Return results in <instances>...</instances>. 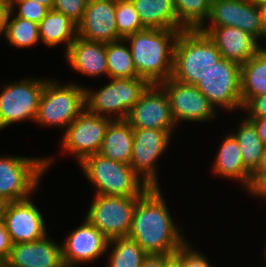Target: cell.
Wrapping results in <instances>:
<instances>
[{
  "instance_id": "42",
  "label": "cell",
  "mask_w": 266,
  "mask_h": 267,
  "mask_svg": "<svg viewBox=\"0 0 266 267\" xmlns=\"http://www.w3.org/2000/svg\"><path fill=\"white\" fill-rule=\"evenodd\" d=\"M257 8H258L259 15L261 18V23H262V26H263V29L266 35V1L257 4Z\"/></svg>"
},
{
  "instance_id": "5",
  "label": "cell",
  "mask_w": 266,
  "mask_h": 267,
  "mask_svg": "<svg viewBox=\"0 0 266 267\" xmlns=\"http://www.w3.org/2000/svg\"><path fill=\"white\" fill-rule=\"evenodd\" d=\"M109 79L100 90L85 87V108L111 120H125L150 83L141 77Z\"/></svg>"
},
{
  "instance_id": "28",
  "label": "cell",
  "mask_w": 266,
  "mask_h": 267,
  "mask_svg": "<svg viewBox=\"0 0 266 267\" xmlns=\"http://www.w3.org/2000/svg\"><path fill=\"white\" fill-rule=\"evenodd\" d=\"M111 247L113 249L108 253L107 267H141L148 255L134 239L128 236L110 240L107 249Z\"/></svg>"
},
{
  "instance_id": "10",
  "label": "cell",
  "mask_w": 266,
  "mask_h": 267,
  "mask_svg": "<svg viewBox=\"0 0 266 267\" xmlns=\"http://www.w3.org/2000/svg\"><path fill=\"white\" fill-rule=\"evenodd\" d=\"M241 65L221 58L196 84L199 91L216 107L227 111L243 109L241 100Z\"/></svg>"
},
{
  "instance_id": "8",
  "label": "cell",
  "mask_w": 266,
  "mask_h": 267,
  "mask_svg": "<svg viewBox=\"0 0 266 267\" xmlns=\"http://www.w3.org/2000/svg\"><path fill=\"white\" fill-rule=\"evenodd\" d=\"M46 79L23 78L3 84L0 92V131L15 122L35 121Z\"/></svg>"
},
{
  "instance_id": "6",
  "label": "cell",
  "mask_w": 266,
  "mask_h": 267,
  "mask_svg": "<svg viewBox=\"0 0 266 267\" xmlns=\"http://www.w3.org/2000/svg\"><path fill=\"white\" fill-rule=\"evenodd\" d=\"M58 82L47 79L34 122L66 129L85 109V87L75 82L63 85Z\"/></svg>"
},
{
  "instance_id": "37",
  "label": "cell",
  "mask_w": 266,
  "mask_h": 267,
  "mask_svg": "<svg viewBox=\"0 0 266 267\" xmlns=\"http://www.w3.org/2000/svg\"><path fill=\"white\" fill-rule=\"evenodd\" d=\"M12 241L3 221L0 222V267L8 260Z\"/></svg>"
},
{
  "instance_id": "11",
  "label": "cell",
  "mask_w": 266,
  "mask_h": 267,
  "mask_svg": "<svg viewBox=\"0 0 266 267\" xmlns=\"http://www.w3.org/2000/svg\"><path fill=\"white\" fill-rule=\"evenodd\" d=\"M110 118L89 112L86 108L65 129L63 152L72 154L80 164L86 157L100 152Z\"/></svg>"
},
{
  "instance_id": "15",
  "label": "cell",
  "mask_w": 266,
  "mask_h": 267,
  "mask_svg": "<svg viewBox=\"0 0 266 267\" xmlns=\"http://www.w3.org/2000/svg\"><path fill=\"white\" fill-rule=\"evenodd\" d=\"M207 21L210 24L201 27H236L246 31L258 42L266 40L257 5L249 0H211Z\"/></svg>"
},
{
  "instance_id": "30",
  "label": "cell",
  "mask_w": 266,
  "mask_h": 267,
  "mask_svg": "<svg viewBox=\"0 0 266 267\" xmlns=\"http://www.w3.org/2000/svg\"><path fill=\"white\" fill-rule=\"evenodd\" d=\"M12 14L13 11L11 10L4 34L6 41L18 48H30L37 44L40 41L39 24L19 18L16 15L12 18Z\"/></svg>"
},
{
  "instance_id": "13",
  "label": "cell",
  "mask_w": 266,
  "mask_h": 267,
  "mask_svg": "<svg viewBox=\"0 0 266 267\" xmlns=\"http://www.w3.org/2000/svg\"><path fill=\"white\" fill-rule=\"evenodd\" d=\"M160 85L168 95L171 114L176 125L182 121L207 122L216 118V109L196 85L182 83L172 77Z\"/></svg>"
},
{
  "instance_id": "29",
  "label": "cell",
  "mask_w": 266,
  "mask_h": 267,
  "mask_svg": "<svg viewBox=\"0 0 266 267\" xmlns=\"http://www.w3.org/2000/svg\"><path fill=\"white\" fill-rule=\"evenodd\" d=\"M125 39L106 43V57L109 78L139 77L133 63L129 45Z\"/></svg>"
},
{
  "instance_id": "39",
  "label": "cell",
  "mask_w": 266,
  "mask_h": 267,
  "mask_svg": "<svg viewBox=\"0 0 266 267\" xmlns=\"http://www.w3.org/2000/svg\"><path fill=\"white\" fill-rule=\"evenodd\" d=\"M11 12L10 0H0V36L5 34L7 20Z\"/></svg>"
},
{
  "instance_id": "40",
  "label": "cell",
  "mask_w": 266,
  "mask_h": 267,
  "mask_svg": "<svg viewBox=\"0 0 266 267\" xmlns=\"http://www.w3.org/2000/svg\"><path fill=\"white\" fill-rule=\"evenodd\" d=\"M171 255L148 254L141 267H164V263Z\"/></svg>"
},
{
  "instance_id": "46",
  "label": "cell",
  "mask_w": 266,
  "mask_h": 267,
  "mask_svg": "<svg viewBox=\"0 0 266 267\" xmlns=\"http://www.w3.org/2000/svg\"><path fill=\"white\" fill-rule=\"evenodd\" d=\"M38 1L41 5L46 6L49 10L53 9L54 0H35Z\"/></svg>"
},
{
  "instance_id": "47",
  "label": "cell",
  "mask_w": 266,
  "mask_h": 267,
  "mask_svg": "<svg viewBox=\"0 0 266 267\" xmlns=\"http://www.w3.org/2000/svg\"><path fill=\"white\" fill-rule=\"evenodd\" d=\"M249 1H251L252 3H254L255 5H257V4H259L261 2H264L266 0H249Z\"/></svg>"
},
{
  "instance_id": "7",
  "label": "cell",
  "mask_w": 266,
  "mask_h": 267,
  "mask_svg": "<svg viewBox=\"0 0 266 267\" xmlns=\"http://www.w3.org/2000/svg\"><path fill=\"white\" fill-rule=\"evenodd\" d=\"M54 161L52 157H0V197L7 202L31 198L41 176Z\"/></svg>"
},
{
  "instance_id": "14",
  "label": "cell",
  "mask_w": 266,
  "mask_h": 267,
  "mask_svg": "<svg viewBox=\"0 0 266 267\" xmlns=\"http://www.w3.org/2000/svg\"><path fill=\"white\" fill-rule=\"evenodd\" d=\"M133 128L175 131L170 101L160 84H150L138 102L130 109L126 119Z\"/></svg>"
},
{
  "instance_id": "3",
  "label": "cell",
  "mask_w": 266,
  "mask_h": 267,
  "mask_svg": "<svg viewBox=\"0 0 266 267\" xmlns=\"http://www.w3.org/2000/svg\"><path fill=\"white\" fill-rule=\"evenodd\" d=\"M221 58L216 44L204 32L184 29L175 44L172 78L196 85Z\"/></svg>"
},
{
  "instance_id": "20",
  "label": "cell",
  "mask_w": 266,
  "mask_h": 267,
  "mask_svg": "<svg viewBox=\"0 0 266 267\" xmlns=\"http://www.w3.org/2000/svg\"><path fill=\"white\" fill-rule=\"evenodd\" d=\"M199 30L216 44L222 58L240 65L262 48L253 36L236 27H200Z\"/></svg>"
},
{
  "instance_id": "43",
  "label": "cell",
  "mask_w": 266,
  "mask_h": 267,
  "mask_svg": "<svg viewBox=\"0 0 266 267\" xmlns=\"http://www.w3.org/2000/svg\"><path fill=\"white\" fill-rule=\"evenodd\" d=\"M252 175H266V147L258 169Z\"/></svg>"
},
{
  "instance_id": "22",
  "label": "cell",
  "mask_w": 266,
  "mask_h": 267,
  "mask_svg": "<svg viewBox=\"0 0 266 267\" xmlns=\"http://www.w3.org/2000/svg\"><path fill=\"white\" fill-rule=\"evenodd\" d=\"M212 167L213 173L241 182L244 188L250 184L252 173L244 166L239 144L232 134L224 137Z\"/></svg>"
},
{
  "instance_id": "41",
  "label": "cell",
  "mask_w": 266,
  "mask_h": 267,
  "mask_svg": "<svg viewBox=\"0 0 266 267\" xmlns=\"http://www.w3.org/2000/svg\"><path fill=\"white\" fill-rule=\"evenodd\" d=\"M255 127L257 134L266 145V118H247Z\"/></svg>"
},
{
  "instance_id": "17",
  "label": "cell",
  "mask_w": 266,
  "mask_h": 267,
  "mask_svg": "<svg viewBox=\"0 0 266 267\" xmlns=\"http://www.w3.org/2000/svg\"><path fill=\"white\" fill-rule=\"evenodd\" d=\"M8 202L3 223L13 244L33 242L47 234L42 213L32 200Z\"/></svg>"
},
{
  "instance_id": "38",
  "label": "cell",
  "mask_w": 266,
  "mask_h": 267,
  "mask_svg": "<svg viewBox=\"0 0 266 267\" xmlns=\"http://www.w3.org/2000/svg\"><path fill=\"white\" fill-rule=\"evenodd\" d=\"M246 190L257 198H266V175H252Z\"/></svg>"
},
{
  "instance_id": "21",
  "label": "cell",
  "mask_w": 266,
  "mask_h": 267,
  "mask_svg": "<svg viewBox=\"0 0 266 267\" xmlns=\"http://www.w3.org/2000/svg\"><path fill=\"white\" fill-rule=\"evenodd\" d=\"M69 66L89 77L108 76L106 43L86 40L77 36L64 55Z\"/></svg>"
},
{
  "instance_id": "16",
  "label": "cell",
  "mask_w": 266,
  "mask_h": 267,
  "mask_svg": "<svg viewBox=\"0 0 266 267\" xmlns=\"http://www.w3.org/2000/svg\"><path fill=\"white\" fill-rule=\"evenodd\" d=\"M67 235L62 244V259L65 267L90 263L107 253L109 240L86 219ZM107 251V252H106Z\"/></svg>"
},
{
  "instance_id": "31",
  "label": "cell",
  "mask_w": 266,
  "mask_h": 267,
  "mask_svg": "<svg viewBox=\"0 0 266 267\" xmlns=\"http://www.w3.org/2000/svg\"><path fill=\"white\" fill-rule=\"evenodd\" d=\"M178 22L185 29H199L207 21L211 0H174Z\"/></svg>"
},
{
  "instance_id": "24",
  "label": "cell",
  "mask_w": 266,
  "mask_h": 267,
  "mask_svg": "<svg viewBox=\"0 0 266 267\" xmlns=\"http://www.w3.org/2000/svg\"><path fill=\"white\" fill-rule=\"evenodd\" d=\"M134 128L126 120H111L99 154L116 162L130 164Z\"/></svg>"
},
{
  "instance_id": "9",
  "label": "cell",
  "mask_w": 266,
  "mask_h": 267,
  "mask_svg": "<svg viewBox=\"0 0 266 267\" xmlns=\"http://www.w3.org/2000/svg\"><path fill=\"white\" fill-rule=\"evenodd\" d=\"M86 220L110 241L128 236L137 200L125 197L94 194Z\"/></svg>"
},
{
  "instance_id": "34",
  "label": "cell",
  "mask_w": 266,
  "mask_h": 267,
  "mask_svg": "<svg viewBox=\"0 0 266 267\" xmlns=\"http://www.w3.org/2000/svg\"><path fill=\"white\" fill-rule=\"evenodd\" d=\"M192 244L186 241L176 252L175 256L183 267H213L210 261L200 251L193 250Z\"/></svg>"
},
{
  "instance_id": "25",
  "label": "cell",
  "mask_w": 266,
  "mask_h": 267,
  "mask_svg": "<svg viewBox=\"0 0 266 267\" xmlns=\"http://www.w3.org/2000/svg\"><path fill=\"white\" fill-rule=\"evenodd\" d=\"M39 36L42 43L49 48L65 43L66 53L78 36L77 24L64 14L51 9L39 23Z\"/></svg>"
},
{
  "instance_id": "23",
  "label": "cell",
  "mask_w": 266,
  "mask_h": 267,
  "mask_svg": "<svg viewBox=\"0 0 266 267\" xmlns=\"http://www.w3.org/2000/svg\"><path fill=\"white\" fill-rule=\"evenodd\" d=\"M131 2L145 28L185 29L177 20L174 0H131Z\"/></svg>"
},
{
  "instance_id": "36",
  "label": "cell",
  "mask_w": 266,
  "mask_h": 267,
  "mask_svg": "<svg viewBox=\"0 0 266 267\" xmlns=\"http://www.w3.org/2000/svg\"><path fill=\"white\" fill-rule=\"evenodd\" d=\"M246 118H266V94L253 97L244 107Z\"/></svg>"
},
{
  "instance_id": "44",
  "label": "cell",
  "mask_w": 266,
  "mask_h": 267,
  "mask_svg": "<svg viewBox=\"0 0 266 267\" xmlns=\"http://www.w3.org/2000/svg\"><path fill=\"white\" fill-rule=\"evenodd\" d=\"M164 267H183V266L181 261L175 255H171L164 263Z\"/></svg>"
},
{
  "instance_id": "4",
  "label": "cell",
  "mask_w": 266,
  "mask_h": 267,
  "mask_svg": "<svg viewBox=\"0 0 266 267\" xmlns=\"http://www.w3.org/2000/svg\"><path fill=\"white\" fill-rule=\"evenodd\" d=\"M79 165L98 195L141 197L150 188L129 164L99 153L86 157Z\"/></svg>"
},
{
  "instance_id": "19",
  "label": "cell",
  "mask_w": 266,
  "mask_h": 267,
  "mask_svg": "<svg viewBox=\"0 0 266 267\" xmlns=\"http://www.w3.org/2000/svg\"><path fill=\"white\" fill-rule=\"evenodd\" d=\"M50 239L46 234L33 242L13 244L2 267H65L62 244Z\"/></svg>"
},
{
  "instance_id": "45",
  "label": "cell",
  "mask_w": 266,
  "mask_h": 267,
  "mask_svg": "<svg viewBox=\"0 0 266 267\" xmlns=\"http://www.w3.org/2000/svg\"><path fill=\"white\" fill-rule=\"evenodd\" d=\"M7 204L8 202L0 197V222L3 221Z\"/></svg>"
},
{
  "instance_id": "26",
  "label": "cell",
  "mask_w": 266,
  "mask_h": 267,
  "mask_svg": "<svg viewBox=\"0 0 266 267\" xmlns=\"http://www.w3.org/2000/svg\"><path fill=\"white\" fill-rule=\"evenodd\" d=\"M241 100L243 107L253 98L266 94V48L262 47L241 65Z\"/></svg>"
},
{
  "instance_id": "2",
  "label": "cell",
  "mask_w": 266,
  "mask_h": 267,
  "mask_svg": "<svg viewBox=\"0 0 266 267\" xmlns=\"http://www.w3.org/2000/svg\"><path fill=\"white\" fill-rule=\"evenodd\" d=\"M182 30L148 29L125 37L139 77L160 84L172 77L174 49Z\"/></svg>"
},
{
  "instance_id": "1",
  "label": "cell",
  "mask_w": 266,
  "mask_h": 267,
  "mask_svg": "<svg viewBox=\"0 0 266 267\" xmlns=\"http://www.w3.org/2000/svg\"><path fill=\"white\" fill-rule=\"evenodd\" d=\"M161 187H150L138 200L128 237L147 254L174 255L187 241L175 224Z\"/></svg>"
},
{
  "instance_id": "33",
  "label": "cell",
  "mask_w": 266,
  "mask_h": 267,
  "mask_svg": "<svg viewBox=\"0 0 266 267\" xmlns=\"http://www.w3.org/2000/svg\"><path fill=\"white\" fill-rule=\"evenodd\" d=\"M11 10L14 11L15 6L17 7L16 16L24 18L37 24L46 16L49 9L41 5L35 0H10ZM16 4V5H15Z\"/></svg>"
},
{
  "instance_id": "27",
  "label": "cell",
  "mask_w": 266,
  "mask_h": 267,
  "mask_svg": "<svg viewBox=\"0 0 266 267\" xmlns=\"http://www.w3.org/2000/svg\"><path fill=\"white\" fill-rule=\"evenodd\" d=\"M238 130L231 133L237 140L244 166L253 174L259 167L266 145L257 134L254 125L245 118Z\"/></svg>"
},
{
  "instance_id": "35",
  "label": "cell",
  "mask_w": 266,
  "mask_h": 267,
  "mask_svg": "<svg viewBox=\"0 0 266 267\" xmlns=\"http://www.w3.org/2000/svg\"><path fill=\"white\" fill-rule=\"evenodd\" d=\"M88 0H54L53 10L60 12L78 24L86 9Z\"/></svg>"
},
{
  "instance_id": "32",
  "label": "cell",
  "mask_w": 266,
  "mask_h": 267,
  "mask_svg": "<svg viewBox=\"0 0 266 267\" xmlns=\"http://www.w3.org/2000/svg\"><path fill=\"white\" fill-rule=\"evenodd\" d=\"M115 18L118 34L124 39L145 30L131 0H116Z\"/></svg>"
},
{
  "instance_id": "18",
  "label": "cell",
  "mask_w": 266,
  "mask_h": 267,
  "mask_svg": "<svg viewBox=\"0 0 266 267\" xmlns=\"http://www.w3.org/2000/svg\"><path fill=\"white\" fill-rule=\"evenodd\" d=\"M116 0H88L77 24L78 36L95 42L110 43L123 39L117 32Z\"/></svg>"
},
{
  "instance_id": "12",
  "label": "cell",
  "mask_w": 266,
  "mask_h": 267,
  "mask_svg": "<svg viewBox=\"0 0 266 267\" xmlns=\"http://www.w3.org/2000/svg\"><path fill=\"white\" fill-rule=\"evenodd\" d=\"M171 133L159 129L134 128L130 166L149 187H159L157 162L170 146Z\"/></svg>"
}]
</instances>
